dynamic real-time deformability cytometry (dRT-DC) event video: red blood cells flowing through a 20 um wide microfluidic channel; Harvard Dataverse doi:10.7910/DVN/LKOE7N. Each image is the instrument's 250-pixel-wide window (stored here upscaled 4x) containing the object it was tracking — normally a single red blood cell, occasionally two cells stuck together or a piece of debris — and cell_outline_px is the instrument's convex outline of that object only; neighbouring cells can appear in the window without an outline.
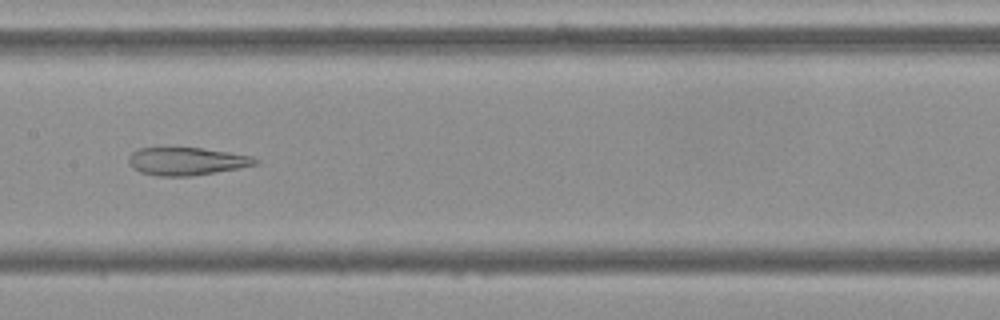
{"species": "Egyptian fruit bat (a non-hibernating species)", "species_latin": "Rousettus aegyptiacus", "temperature_condition": "cold", "stored_images_in_passage": 50, "camera_frame_rate_fps": 3000, "um_per_image_px": 0.085, "frame": {"image": 1, "passage_image": 23, "time_ms": 7.333, "image_size_px": [1000, 320], "cell_outline_px": [[260, 164], [240, 168], [192, 176], [156, 176], [140, 172], [132, 168], [128, 164], [128, 156], [132, 152], [140, 148], [200, 148], [228, 152], [252, 156], [260, 160]], "centroid_in_image_um": [15.87, 13.72], "position_along_channel_um": 191.5, "area_um2": 20.69}}
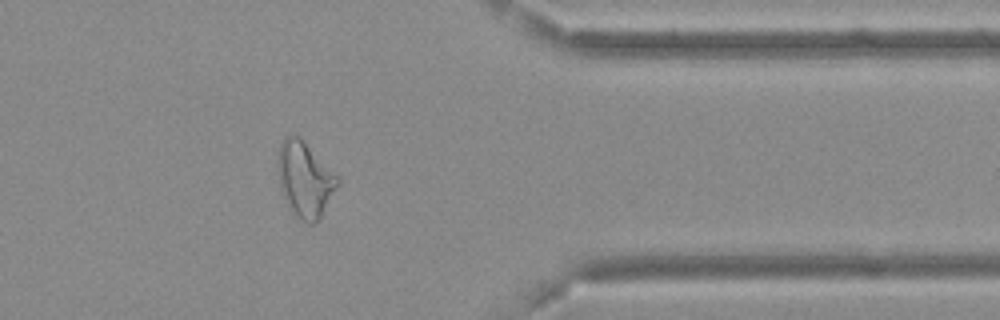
{"frame": {"image": 2, "passage_image": 40, "time_ms": 13.0, "image_size_px": [1000, 320], "cell_outline_px": [[340, 184], [320, 220], [312, 224], [308, 224], [300, 220], [288, 208], [280, 188], [276, 168], [276, 156], [280, 144], [284, 136], [300, 136], [340, 176]], "centroid_in_image_um": [25.93, 15.25], "position_along_channel_um": 385.5, "area_um2": 27.28}}
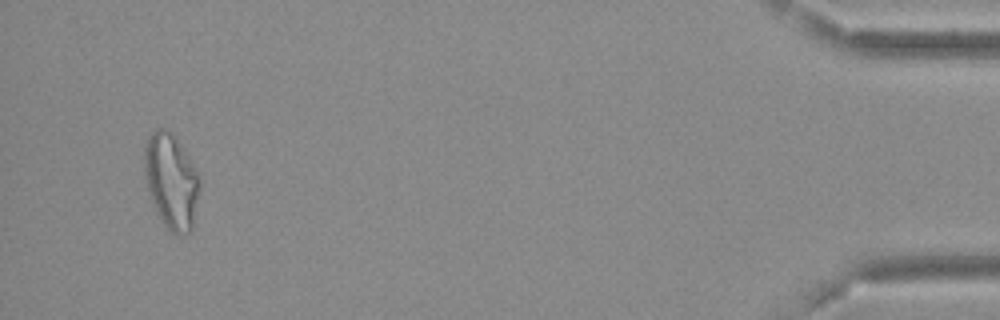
{"frame": {"image": 3, "passage_image": 48, "time_ms": 15.667, "image_size_px": [1000, 320], "cell_outline_px": [[200, 188], [192, 232], [176, 236], [164, 224], [156, 212], [148, 188], [144, 168], [144, 148], [152, 132], [156, 128], [168, 128], [172, 132], [188, 156], [200, 176]], "centroid_in_image_um": [14.58, 15.41], "position_along_channel_um": 420.6, "area_um2": 30.69}, "authors_computed_cell_mechanics": {"area_um2": 26.5302, "velocity_mm_per_s": 3.6964, "shape_relaxation_time_tau1_ms": null, "shape_relaxation_time_tau2_ms": 3.096, "deformation_change_tau1": null, "deformation_change_tau2": 0.1355}}